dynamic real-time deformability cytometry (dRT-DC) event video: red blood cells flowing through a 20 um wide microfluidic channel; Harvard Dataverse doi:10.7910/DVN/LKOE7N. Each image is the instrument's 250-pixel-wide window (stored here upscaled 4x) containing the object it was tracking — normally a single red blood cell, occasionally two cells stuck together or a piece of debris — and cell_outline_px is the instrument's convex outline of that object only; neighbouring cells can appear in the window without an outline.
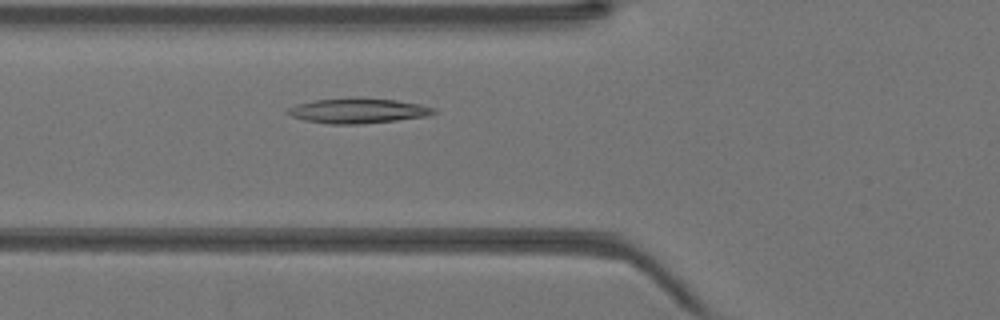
{"species": "Egyptian fruit bat (a non-hibernating species)", "species_latin": "Rousettus aegyptiacus", "temperature_condition": "warm", "stored_images_in_passage": 32, "camera_frame_rate_fps": 3000, "um_per_image_px": 0.085, "animal": {"sex": "female"}, "frame": {"image": 1, "passage_image": 4, "time_ms": 1.0, "image_size_px": [1000, 320], "cell_outline_px": [[436, 112], [428, 116], [396, 120], [360, 124], [328, 124], [304, 120], [292, 116], [288, 112], [288, 108], [296, 104], [312, 100], [356, 96], [396, 100], [420, 104], [436, 108]], "centroid_in_image_um": [30.43, 9.39], "position_along_channel_um": 95.4, "area_um2": 21.62}}
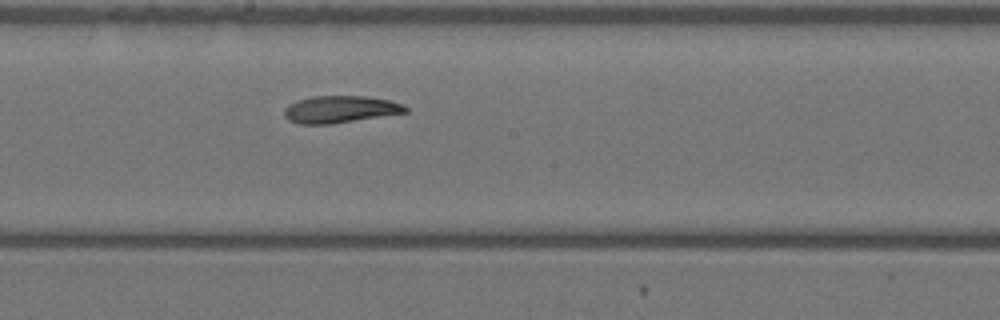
{"frame": {"image": 2, "passage_image": 12, "time_ms": 3.667, "image_size_px": [1000, 320], "cell_outline_px": [[408, 112], [332, 124], [300, 124], [288, 120], [284, 116], [284, 108], [288, 104], [296, 100], [312, 96], [364, 96], [388, 100], [404, 104], [408, 108]], "centroid_in_image_um": [28.89, 9.29], "position_along_channel_um": 219.3, "area_um2": 19.25}}
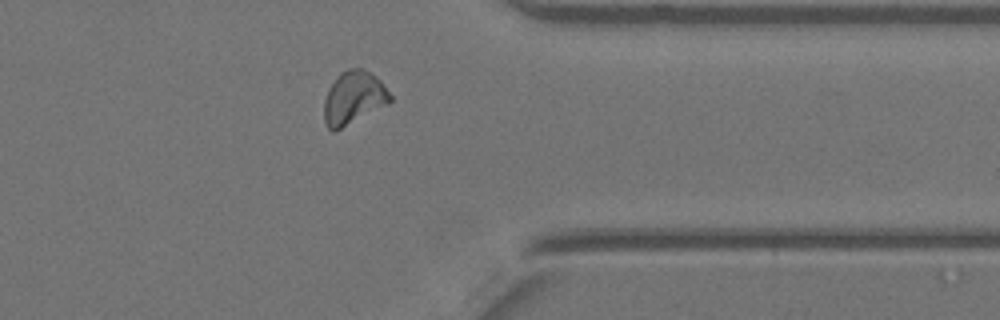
{"frame": {"image": 3, "passage_image": 23, "time_ms": 7.333, "image_size_px": [1000, 320], "cell_outline_px": [[392, 100], [388, 104], [336, 132], [332, 132], [324, 124], [324, 100], [328, 88], [336, 76], [340, 72], [348, 68], [364, 68], [380, 80], [392, 96]], "centroid_in_image_um": [30.03, 8.33], "position_along_channel_um": 381.4, "area_um2": 20.81}}